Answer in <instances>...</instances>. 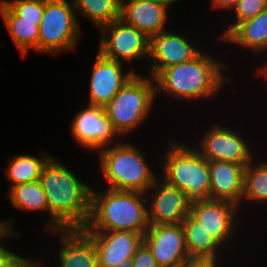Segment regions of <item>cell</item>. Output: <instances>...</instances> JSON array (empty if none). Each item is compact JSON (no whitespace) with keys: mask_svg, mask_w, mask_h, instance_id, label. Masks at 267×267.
<instances>
[{"mask_svg":"<svg viewBox=\"0 0 267 267\" xmlns=\"http://www.w3.org/2000/svg\"><path fill=\"white\" fill-rule=\"evenodd\" d=\"M53 156L44 165L39 181L46 195L48 232L83 229L91 213L92 186L81 181Z\"/></svg>","mask_w":267,"mask_h":267,"instance_id":"6da1fadb","label":"cell"},{"mask_svg":"<svg viewBox=\"0 0 267 267\" xmlns=\"http://www.w3.org/2000/svg\"><path fill=\"white\" fill-rule=\"evenodd\" d=\"M228 67L203 49L191 60L163 69L154 78L156 96L164 93L189 102L213 99L231 79L226 75Z\"/></svg>","mask_w":267,"mask_h":267,"instance_id":"7a4b0ae2","label":"cell"},{"mask_svg":"<svg viewBox=\"0 0 267 267\" xmlns=\"http://www.w3.org/2000/svg\"><path fill=\"white\" fill-rule=\"evenodd\" d=\"M91 191V213L84 231L129 230L144 235L149 228L146 193L115 189Z\"/></svg>","mask_w":267,"mask_h":267,"instance_id":"3957f363","label":"cell"},{"mask_svg":"<svg viewBox=\"0 0 267 267\" xmlns=\"http://www.w3.org/2000/svg\"><path fill=\"white\" fill-rule=\"evenodd\" d=\"M97 154L107 189L146 193L158 178L144 153L129 141L105 147Z\"/></svg>","mask_w":267,"mask_h":267,"instance_id":"277c9868","label":"cell"},{"mask_svg":"<svg viewBox=\"0 0 267 267\" xmlns=\"http://www.w3.org/2000/svg\"><path fill=\"white\" fill-rule=\"evenodd\" d=\"M170 139V147L162 157L161 178L185 193L192 201L210 199L208 161L195 145Z\"/></svg>","mask_w":267,"mask_h":267,"instance_id":"5b68a950","label":"cell"},{"mask_svg":"<svg viewBox=\"0 0 267 267\" xmlns=\"http://www.w3.org/2000/svg\"><path fill=\"white\" fill-rule=\"evenodd\" d=\"M156 97L155 80L137 72L104 107L120 139L149 118Z\"/></svg>","mask_w":267,"mask_h":267,"instance_id":"8992f818","label":"cell"},{"mask_svg":"<svg viewBox=\"0 0 267 267\" xmlns=\"http://www.w3.org/2000/svg\"><path fill=\"white\" fill-rule=\"evenodd\" d=\"M81 27L71 0H44L39 24L38 53L72 51L79 45Z\"/></svg>","mask_w":267,"mask_h":267,"instance_id":"52a82bcc","label":"cell"},{"mask_svg":"<svg viewBox=\"0 0 267 267\" xmlns=\"http://www.w3.org/2000/svg\"><path fill=\"white\" fill-rule=\"evenodd\" d=\"M102 32L98 52L119 62L133 63L149 56V38L121 18L99 29Z\"/></svg>","mask_w":267,"mask_h":267,"instance_id":"ba28073f","label":"cell"},{"mask_svg":"<svg viewBox=\"0 0 267 267\" xmlns=\"http://www.w3.org/2000/svg\"><path fill=\"white\" fill-rule=\"evenodd\" d=\"M203 131L196 148L207 161L234 162L248 164L255 156L249 140L244 139L231 127L213 123Z\"/></svg>","mask_w":267,"mask_h":267,"instance_id":"9c48e42d","label":"cell"},{"mask_svg":"<svg viewBox=\"0 0 267 267\" xmlns=\"http://www.w3.org/2000/svg\"><path fill=\"white\" fill-rule=\"evenodd\" d=\"M70 125L73 139L84 149L97 153L121 142L104 107L87 104L74 115Z\"/></svg>","mask_w":267,"mask_h":267,"instance_id":"30bf717a","label":"cell"},{"mask_svg":"<svg viewBox=\"0 0 267 267\" xmlns=\"http://www.w3.org/2000/svg\"><path fill=\"white\" fill-rule=\"evenodd\" d=\"M239 210V206L229 201L203 199L192 201L190 214L226 248V243L230 245L236 238V228L241 222L238 219L242 218Z\"/></svg>","mask_w":267,"mask_h":267,"instance_id":"8fae6325","label":"cell"},{"mask_svg":"<svg viewBox=\"0 0 267 267\" xmlns=\"http://www.w3.org/2000/svg\"><path fill=\"white\" fill-rule=\"evenodd\" d=\"M146 198L149 223L153 225L181 224L191 210L192 200L159 176L146 191Z\"/></svg>","mask_w":267,"mask_h":267,"instance_id":"7c38bea8","label":"cell"},{"mask_svg":"<svg viewBox=\"0 0 267 267\" xmlns=\"http://www.w3.org/2000/svg\"><path fill=\"white\" fill-rule=\"evenodd\" d=\"M201 49L191 43L184 33L162 31L149 38V74L153 79L165 68L194 58Z\"/></svg>","mask_w":267,"mask_h":267,"instance_id":"4fadbf2b","label":"cell"},{"mask_svg":"<svg viewBox=\"0 0 267 267\" xmlns=\"http://www.w3.org/2000/svg\"><path fill=\"white\" fill-rule=\"evenodd\" d=\"M125 63L108 59L97 51L89 82V103L105 107L137 72L134 67L124 72Z\"/></svg>","mask_w":267,"mask_h":267,"instance_id":"5bb4252c","label":"cell"},{"mask_svg":"<svg viewBox=\"0 0 267 267\" xmlns=\"http://www.w3.org/2000/svg\"><path fill=\"white\" fill-rule=\"evenodd\" d=\"M159 267H179L189 256L182 224H150L143 235Z\"/></svg>","mask_w":267,"mask_h":267,"instance_id":"9a60e30c","label":"cell"},{"mask_svg":"<svg viewBox=\"0 0 267 267\" xmlns=\"http://www.w3.org/2000/svg\"><path fill=\"white\" fill-rule=\"evenodd\" d=\"M85 232L93 240L99 267H121L143 242L142 234L129 230Z\"/></svg>","mask_w":267,"mask_h":267,"instance_id":"2e32d148","label":"cell"},{"mask_svg":"<svg viewBox=\"0 0 267 267\" xmlns=\"http://www.w3.org/2000/svg\"><path fill=\"white\" fill-rule=\"evenodd\" d=\"M50 233L60 236L58 267H99L93 240L83 229H61Z\"/></svg>","mask_w":267,"mask_h":267,"instance_id":"e0dca14e","label":"cell"},{"mask_svg":"<svg viewBox=\"0 0 267 267\" xmlns=\"http://www.w3.org/2000/svg\"><path fill=\"white\" fill-rule=\"evenodd\" d=\"M246 165L234 162L208 161L210 199L229 201L240 208Z\"/></svg>","mask_w":267,"mask_h":267,"instance_id":"ac0fdd59","label":"cell"},{"mask_svg":"<svg viewBox=\"0 0 267 267\" xmlns=\"http://www.w3.org/2000/svg\"><path fill=\"white\" fill-rule=\"evenodd\" d=\"M169 13L170 9L166 5L137 0H121L120 18L148 38L168 29L165 25Z\"/></svg>","mask_w":267,"mask_h":267,"instance_id":"d6986e66","label":"cell"},{"mask_svg":"<svg viewBox=\"0 0 267 267\" xmlns=\"http://www.w3.org/2000/svg\"><path fill=\"white\" fill-rule=\"evenodd\" d=\"M257 56L267 53V7L253 18L240 22L223 40Z\"/></svg>","mask_w":267,"mask_h":267,"instance_id":"ffe728a7","label":"cell"},{"mask_svg":"<svg viewBox=\"0 0 267 267\" xmlns=\"http://www.w3.org/2000/svg\"><path fill=\"white\" fill-rule=\"evenodd\" d=\"M0 15L20 55L26 57L31 49L38 52L39 24L41 21L23 20L2 0H0Z\"/></svg>","mask_w":267,"mask_h":267,"instance_id":"44dd1931","label":"cell"},{"mask_svg":"<svg viewBox=\"0 0 267 267\" xmlns=\"http://www.w3.org/2000/svg\"><path fill=\"white\" fill-rule=\"evenodd\" d=\"M190 256L221 257L223 247L190 213L181 223ZM220 255V256H219Z\"/></svg>","mask_w":267,"mask_h":267,"instance_id":"7402d4cb","label":"cell"},{"mask_svg":"<svg viewBox=\"0 0 267 267\" xmlns=\"http://www.w3.org/2000/svg\"><path fill=\"white\" fill-rule=\"evenodd\" d=\"M41 156L15 155L9 159L5 169V176L10 183L9 186L13 187L39 180L44 165L52 157L48 154H42Z\"/></svg>","mask_w":267,"mask_h":267,"instance_id":"603a6c76","label":"cell"},{"mask_svg":"<svg viewBox=\"0 0 267 267\" xmlns=\"http://www.w3.org/2000/svg\"><path fill=\"white\" fill-rule=\"evenodd\" d=\"M79 22V14L84 15L100 29L114 20L120 19L121 0H72Z\"/></svg>","mask_w":267,"mask_h":267,"instance_id":"cb8c5ba5","label":"cell"},{"mask_svg":"<svg viewBox=\"0 0 267 267\" xmlns=\"http://www.w3.org/2000/svg\"><path fill=\"white\" fill-rule=\"evenodd\" d=\"M253 158L244 168V184L241 205L244 201L267 204V160L257 161ZM256 162V163H255ZM250 201V202H249Z\"/></svg>","mask_w":267,"mask_h":267,"instance_id":"d4e9b609","label":"cell"},{"mask_svg":"<svg viewBox=\"0 0 267 267\" xmlns=\"http://www.w3.org/2000/svg\"><path fill=\"white\" fill-rule=\"evenodd\" d=\"M7 197L14 208L22 212H48L46 195L39 180L9 187Z\"/></svg>","mask_w":267,"mask_h":267,"instance_id":"484cf974","label":"cell"},{"mask_svg":"<svg viewBox=\"0 0 267 267\" xmlns=\"http://www.w3.org/2000/svg\"><path fill=\"white\" fill-rule=\"evenodd\" d=\"M266 7L267 0H239L233 9V20L217 38L222 41L240 22L255 17Z\"/></svg>","mask_w":267,"mask_h":267,"instance_id":"4316f807","label":"cell"},{"mask_svg":"<svg viewBox=\"0 0 267 267\" xmlns=\"http://www.w3.org/2000/svg\"><path fill=\"white\" fill-rule=\"evenodd\" d=\"M23 20L41 21L44 13V0H2Z\"/></svg>","mask_w":267,"mask_h":267,"instance_id":"83f0119b","label":"cell"},{"mask_svg":"<svg viewBox=\"0 0 267 267\" xmlns=\"http://www.w3.org/2000/svg\"><path fill=\"white\" fill-rule=\"evenodd\" d=\"M131 261L132 267H159L150 249L144 242L137 248Z\"/></svg>","mask_w":267,"mask_h":267,"instance_id":"f1b7e54d","label":"cell"},{"mask_svg":"<svg viewBox=\"0 0 267 267\" xmlns=\"http://www.w3.org/2000/svg\"><path fill=\"white\" fill-rule=\"evenodd\" d=\"M28 258L18 255L0 243V267H21Z\"/></svg>","mask_w":267,"mask_h":267,"instance_id":"f546056e","label":"cell"},{"mask_svg":"<svg viewBox=\"0 0 267 267\" xmlns=\"http://www.w3.org/2000/svg\"><path fill=\"white\" fill-rule=\"evenodd\" d=\"M220 257L187 256L179 267H219Z\"/></svg>","mask_w":267,"mask_h":267,"instance_id":"4dcf8cb0","label":"cell"},{"mask_svg":"<svg viewBox=\"0 0 267 267\" xmlns=\"http://www.w3.org/2000/svg\"><path fill=\"white\" fill-rule=\"evenodd\" d=\"M14 218H9L8 220L2 221L0 220V243L2 240L8 238H14L18 237L21 235L19 232L17 233L15 230L14 226ZM14 226V227H13Z\"/></svg>","mask_w":267,"mask_h":267,"instance_id":"1f68e13d","label":"cell"},{"mask_svg":"<svg viewBox=\"0 0 267 267\" xmlns=\"http://www.w3.org/2000/svg\"><path fill=\"white\" fill-rule=\"evenodd\" d=\"M211 1H212L211 4H212L213 9H217V10L225 9L224 11L230 10L232 14V11L237 5L239 0H211Z\"/></svg>","mask_w":267,"mask_h":267,"instance_id":"d6a6232c","label":"cell"},{"mask_svg":"<svg viewBox=\"0 0 267 267\" xmlns=\"http://www.w3.org/2000/svg\"><path fill=\"white\" fill-rule=\"evenodd\" d=\"M137 1L153 2L157 4L166 5L169 8H171V6H174V4L180 2V0H137Z\"/></svg>","mask_w":267,"mask_h":267,"instance_id":"836d02e7","label":"cell"},{"mask_svg":"<svg viewBox=\"0 0 267 267\" xmlns=\"http://www.w3.org/2000/svg\"><path fill=\"white\" fill-rule=\"evenodd\" d=\"M265 63L261 66L257 65L258 68L256 69V75L260 76L261 78L264 77V81H267V61Z\"/></svg>","mask_w":267,"mask_h":267,"instance_id":"e575fe53","label":"cell"},{"mask_svg":"<svg viewBox=\"0 0 267 267\" xmlns=\"http://www.w3.org/2000/svg\"><path fill=\"white\" fill-rule=\"evenodd\" d=\"M43 264L41 263V261L39 260H34V259H27L21 267H42Z\"/></svg>","mask_w":267,"mask_h":267,"instance_id":"d590c367","label":"cell"},{"mask_svg":"<svg viewBox=\"0 0 267 267\" xmlns=\"http://www.w3.org/2000/svg\"><path fill=\"white\" fill-rule=\"evenodd\" d=\"M121 267H132V261H127L125 264H123Z\"/></svg>","mask_w":267,"mask_h":267,"instance_id":"8d00e7d4","label":"cell"}]
</instances>
